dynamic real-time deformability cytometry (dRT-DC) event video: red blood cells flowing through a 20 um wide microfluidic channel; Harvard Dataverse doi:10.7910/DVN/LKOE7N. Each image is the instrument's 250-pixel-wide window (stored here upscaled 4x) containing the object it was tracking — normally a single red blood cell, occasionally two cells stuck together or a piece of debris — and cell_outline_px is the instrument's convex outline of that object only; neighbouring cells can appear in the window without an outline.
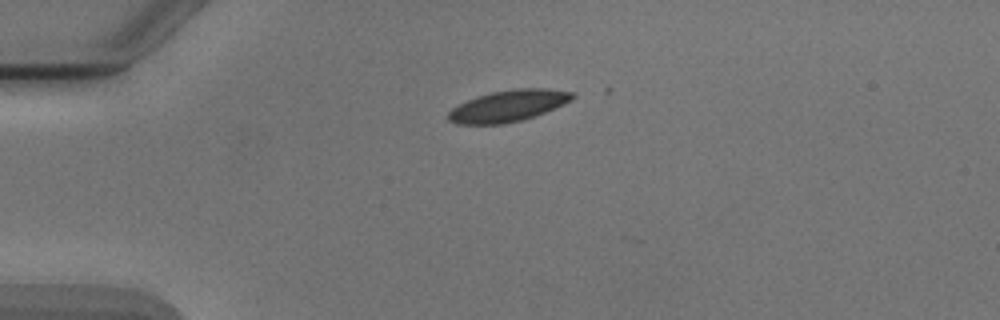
{"species": "Egyptian fruit bat (a non-hibernating species)", "species_latin": "Rousettus aegyptiacus", "temperature_condition": "cold", "stored_images_in_passage": 34, "camera_frame_rate_fps": 3000, "um_per_image_px": 0.085, "animal": {"sex": "male"}, "frame": {"image": 1, "passage_image": 1, "time_ms": 0.0, "image_size_px": [1000, 320], "cell_outline_px": [[576, 96], [572, 100], [564, 104], [544, 112], [520, 120], [504, 124], [456, 124], [448, 120], [448, 112], [452, 108], [476, 96], [492, 92], [516, 88], [548, 88], [576, 92]], "centroid_in_image_um": [43.22, 8.98], "position_along_channel_um": 41.8, "area_um2": 22.72}}
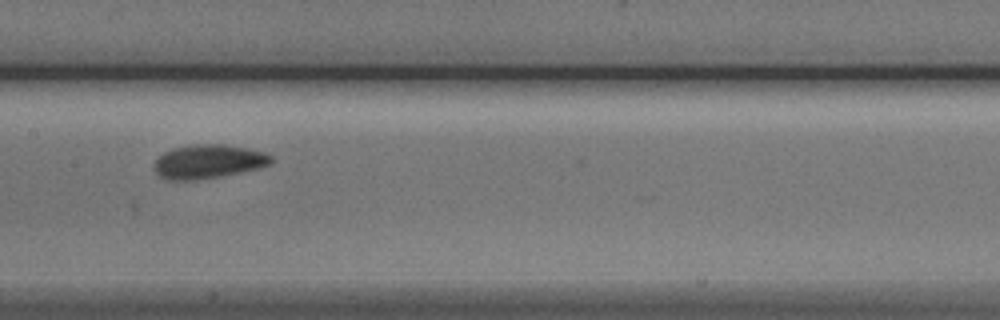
{"frame": {"image": 2, "passage_image": 15, "time_ms": 4.667, "image_size_px": [1000, 320], "cell_outline_px": [[272, 160], [268, 164], [256, 168], [240, 172], [220, 176], [196, 180], [168, 180], [160, 176], [156, 172], [156, 160], [164, 152], [172, 148], [192, 144], [224, 144], [248, 148], [264, 152], [272, 156]], "centroid_in_image_um": [17.7, 13.72], "position_along_channel_um": 189.7, "area_um2": 22.83}}
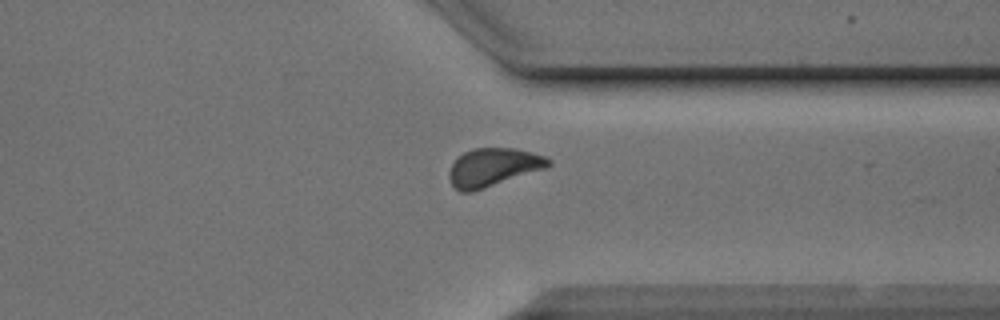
{"frame": {"image": 3, "passage_image": 29, "time_ms": 9.333, "image_size_px": [1000, 320], "cell_outline_px": [[552, 164], [544, 168], [472, 192], [460, 192], [452, 184], [448, 176], [448, 172], [452, 164], [464, 152], [472, 148], [516, 148], [532, 152], [544, 156], [552, 160]], "centroid_in_image_um": [41.9, 14.21], "position_along_channel_um": 369.5, "area_um2": 21.85}, "authors_computed_cell_mechanics": {"area_um2": 22.1952, "velocity_mm_per_s": 3.86, "shape_relaxation_time_tau1_ms": 1.9896, "shape_relaxation_time_tau2_ms": 1.1809, "deformation_change_tau1": 0.0871, "deformation_change_tau2": 0.0482}}